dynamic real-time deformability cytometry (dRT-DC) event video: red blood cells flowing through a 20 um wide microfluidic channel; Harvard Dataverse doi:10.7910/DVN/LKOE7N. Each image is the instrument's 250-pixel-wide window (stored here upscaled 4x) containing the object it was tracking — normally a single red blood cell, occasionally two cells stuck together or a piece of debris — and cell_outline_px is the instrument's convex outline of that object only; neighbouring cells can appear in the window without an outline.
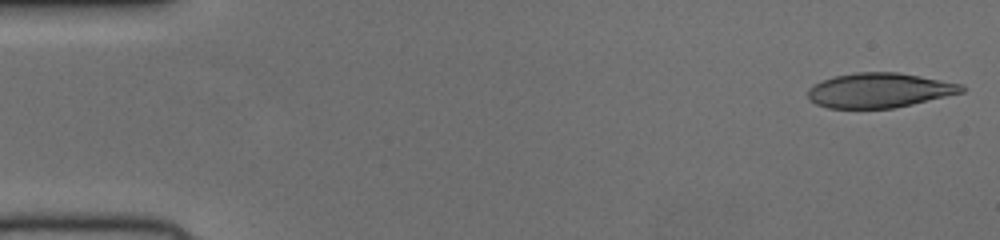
{"species": "human", "species_latin": "Homo sapiens", "temperature_condition": "cold", "stored_images_in_passage": 50, "camera_frame_rate_fps": 3000, "um_per_image_px": 0.085, "donor": {"sex": "female"}, "frame": {"image": 1, "passage_image": 1, "time_ms": 0.0, "image_size_px": [1000, 240], "cell_outline_px": [[968, 88], [964, 92], [912, 104], [892, 108], [828, 108], [816, 104], [808, 100], [808, 88], [812, 84], [832, 76], [856, 72], [896, 72], [920, 76], [964, 84]], "centroid_in_image_um": [74.73, 7.67], "position_along_channel_um": 10.3, "area_um2": 31.33}}
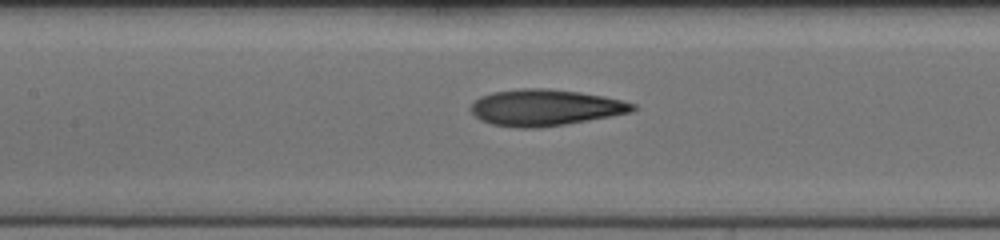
{"frame": {"image": 2, "passage_image": 23, "time_ms": 7.333, "image_size_px": [1000, 240], "cell_outline_px": [[636, 108], [632, 112], [612, 116], [540, 128], [516, 128], [492, 124], [480, 120], [468, 108], [480, 96], [492, 92], [520, 88], [544, 88], [580, 92], [604, 96], [636, 104]], "centroid_in_image_um": [46.32, 9.14], "position_along_channel_um": 161.1, "area_um2": 34.33}}
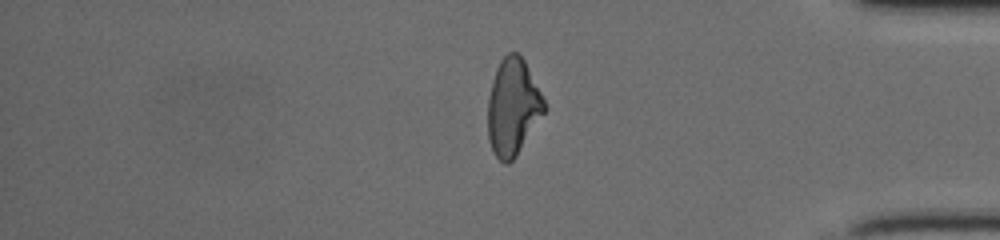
{"frame": {"image": 3, "passage_image": 42, "time_ms": 13.667, "image_size_px": [1000, 240], "cell_outline_px": [[548, 108], [516, 156], [508, 164], [504, 164], [492, 152], [488, 140], [488, 96], [492, 80], [496, 68], [500, 60], [508, 52], [516, 52], [524, 60]], "centroid_in_image_um": [43.58, 9.12], "position_along_channel_um": 391.6, "area_um2": 31.85}}